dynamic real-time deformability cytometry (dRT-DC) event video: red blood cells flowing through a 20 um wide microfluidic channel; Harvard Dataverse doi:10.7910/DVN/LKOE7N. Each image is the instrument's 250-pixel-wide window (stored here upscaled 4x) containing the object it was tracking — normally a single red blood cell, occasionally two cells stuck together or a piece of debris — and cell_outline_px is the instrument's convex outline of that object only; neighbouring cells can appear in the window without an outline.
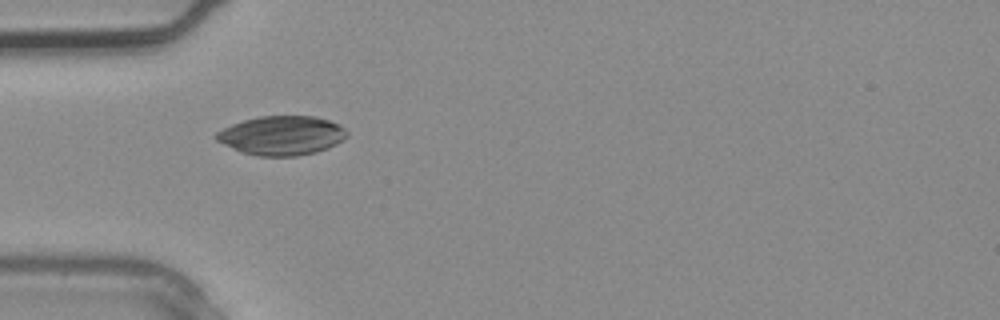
{"species": "common noctule bat (a hibernating species)", "species_latin": "Nyctalus noctula", "temperature_condition": "warm", "stored_images_in_passage": 4, "camera_frame_rate_fps": 3000, "um_per_image_px": 0.085, "animal": {"sex": "male", "body_mass_g": 20.4}, "frame": {"image": 1, "passage_image": 4, "time_ms": 1.0, "image_size_px": [1000, 320], "cell_outline_px": [[348, 136], [344, 140], [328, 148], [316, 152], [296, 156], [256, 156], [244, 152], [224, 144], [216, 140], [212, 136], [216, 132], [232, 124], [244, 120], [260, 116], [316, 116], [328, 120], [344, 128], [348, 132]], "centroid_in_image_um": [23.96, 11.52], "position_along_channel_um": 61.0, "area_um2": 29.77}}